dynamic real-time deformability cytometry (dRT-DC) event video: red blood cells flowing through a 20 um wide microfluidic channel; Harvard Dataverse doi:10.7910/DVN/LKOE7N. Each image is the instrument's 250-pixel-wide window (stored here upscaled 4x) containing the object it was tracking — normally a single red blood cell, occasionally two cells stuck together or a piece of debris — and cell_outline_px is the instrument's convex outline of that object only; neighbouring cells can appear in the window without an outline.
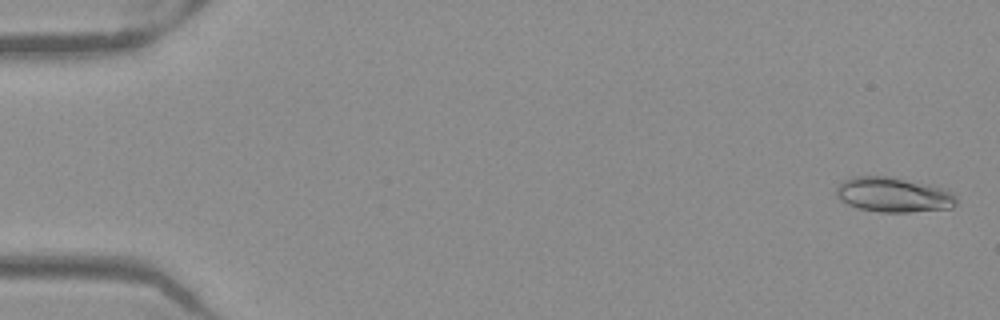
{"species": "Egyptian fruit bat (a non-hibernating species)", "species_latin": "Rousettus aegyptiacus", "temperature_condition": "warm", "stored_images_in_passage": 52, "camera_frame_rate_fps": 3000, "um_per_image_px": 0.085, "frame": {"image": 1, "passage_image": 2, "time_ms": 0.333, "image_size_px": [1000, 320], "cell_outline_px": [[956, 204], [952, 208], [912, 212], [876, 212], [856, 208], [840, 200], [836, 196], [836, 188], [844, 180], [852, 176], [888, 176], [948, 188], [956, 196]], "centroid_in_image_um": [75.96, 16.56], "position_along_channel_um": 9.0, "area_um2": 24.74}}
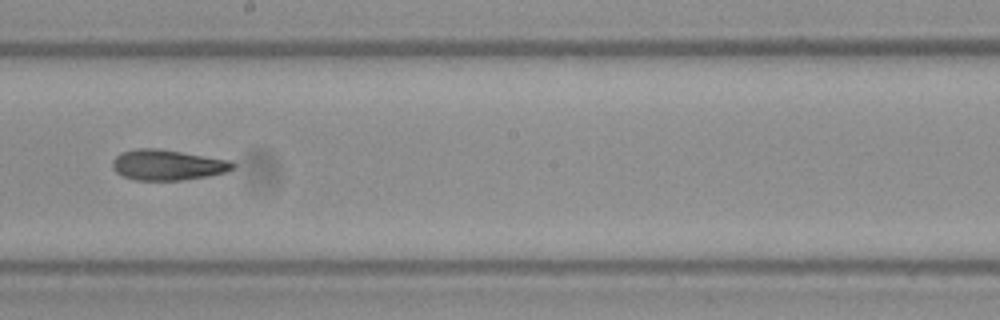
{"frame": {"image": 2, "passage_image": 30, "time_ms": 9.667, "image_size_px": [1000, 320], "cell_outline_px": [[236, 164], [228, 172], [208, 176], [180, 180], [136, 180], [124, 176], [116, 172], [112, 168], [112, 160], [120, 152], [136, 148], [160, 148], [232, 160]], "centroid_in_image_um": [14.25, 14.0], "position_along_channel_um": 233.9, "area_um2": 21.68}}
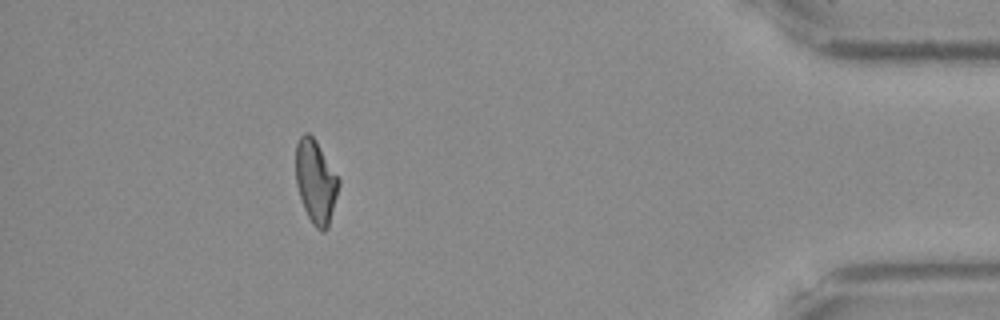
{"frame": {"image": 3, "passage_image": 47, "time_ms": 15.333, "image_size_px": [1000, 320], "cell_outline_px": [[340, 184], [328, 228], [324, 232], [320, 232], [312, 224], [304, 208], [296, 184], [296, 144], [300, 136], [304, 132], [308, 132], [316, 140], [340, 180]], "centroid_in_image_um": [26.84, 15.45], "position_along_channel_um": 408.4, "area_um2": 20.87}, "authors_computed_cell_mechanics": {"area_um2": 21.7906, "velocity_mm_per_s": 3.9918, "shape_relaxation_time_tau1_ms": null, "shape_relaxation_time_tau2_ms": 5.873, "deformation_change_tau1": null, "deformation_change_tau2": 0.1268}}